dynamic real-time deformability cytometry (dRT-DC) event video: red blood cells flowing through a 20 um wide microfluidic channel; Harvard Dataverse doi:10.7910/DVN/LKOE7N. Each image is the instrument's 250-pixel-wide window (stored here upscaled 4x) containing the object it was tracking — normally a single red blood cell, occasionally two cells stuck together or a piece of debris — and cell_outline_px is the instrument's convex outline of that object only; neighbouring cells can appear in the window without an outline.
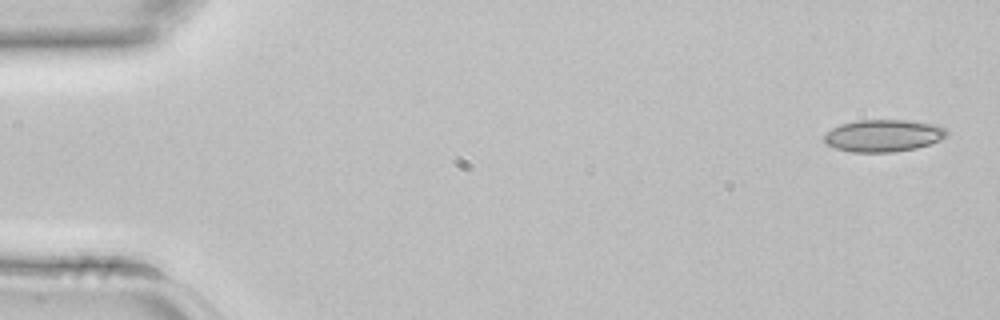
{"species": "common noctule bat (a hibernating species)", "species_latin": "Nyctalus noctula", "temperature_condition": "room temperature", "stored_images_in_passage": 3, "camera_frame_rate_fps": 3000, "um_per_image_px": 0.085, "animal": {"sex": "female", "body_mass_g": 22.7, "forearm_length_mm": 54.2}, "frame": {"image": 1, "passage_image": 1, "time_ms": 0.0, "image_size_px": [1000, 320], "cell_outline_px": [[948, 136], [940, 140], [916, 148], [896, 152], [852, 152], [836, 148], [828, 144], [824, 140], [824, 136], [832, 128], [840, 124], [856, 120], [912, 120], [936, 124], [944, 128], [948, 132]], "centroid_in_image_um": [75.12, 11.52], "position_along_channel_um": 9.9, "area_um2": 23.06}}
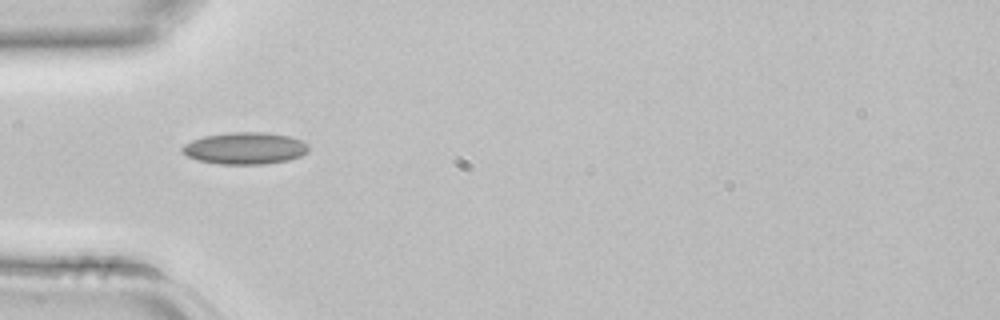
{"frame": {"image": 2, "passage_image": 3, "time_ms": 0.667, "image_size_px": [1000, 320], "cell_outline_px": [[308, 152], [300, 156], [288, 160], [264, 164], [220, 164], [196, 160], [188, 156], [180, 148], [184, 144], [192, 140], [204, 136], [232, 132], [268, 132], [288, 136], [300, 140], [308, 144]], "centroid_in_image_um": [20.82, 12.6], "position_along_channel_um": 64.2, "area_um2": 23.47}}